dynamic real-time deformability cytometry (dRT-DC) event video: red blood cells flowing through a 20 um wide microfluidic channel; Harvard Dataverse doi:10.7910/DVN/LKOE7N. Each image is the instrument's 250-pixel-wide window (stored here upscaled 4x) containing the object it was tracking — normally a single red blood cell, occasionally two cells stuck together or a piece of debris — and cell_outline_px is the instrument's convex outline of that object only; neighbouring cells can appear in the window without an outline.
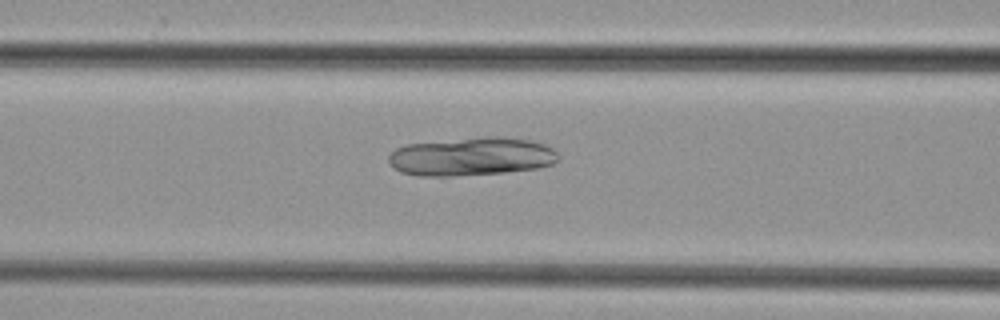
{"species": "common noctule bat (a hibernating species)", "species_latin": "Nyctalus noctula", "temperature_condition": "cold", "stored_images_in_passage": 42, "camera_frame_rate_fps": 3000, "um_per_image_px": 0.085, "animal": {"sex": "female", "body_mass_g": 29.2, "forearm_length_mm": 56.3}, "frame": {"image": 1, "passage_image": 13, "time_ms": 4.0, "image_size_px": [1000, 320], "cell_outline_px": [[560, 156], [552, 164], [536, 168], [504, 172], [452, 176], [416, 176], [400, 172], [392, 168], [388, 160], [388, 156], [396, 148], [408, 144], [488, 136], [504, 136], [532, 140], [544, 144], [552, 148]], "centroid_in_image_um": [40.06, 13.3], "position_along_channel_um": 126.5, "area_um2": 38.03}}
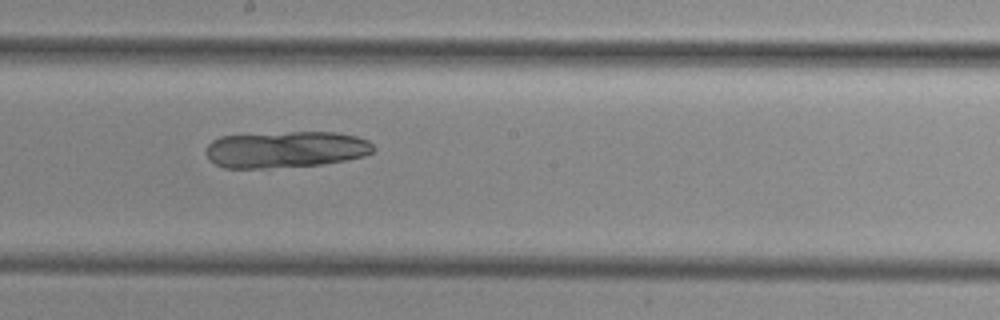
{"frame": {"image": 2, "passage_image": 20, "time_ms": 6.333, "image_size_px": [1000, 320], "cell_outline_px": [[376, 148], [372, 152], [364, 156], [324, 164], [268, 168], [224, 168], [216, 164], [204, 152], [204, 148], [212, 140], [220, 136], [288, 132], [336, 132], [356, 136], [368, 140]], "centroid_in_image_um": [24.28, 12.7], "position_along_channel_um": 223.9, "area_um2": 35.78}}
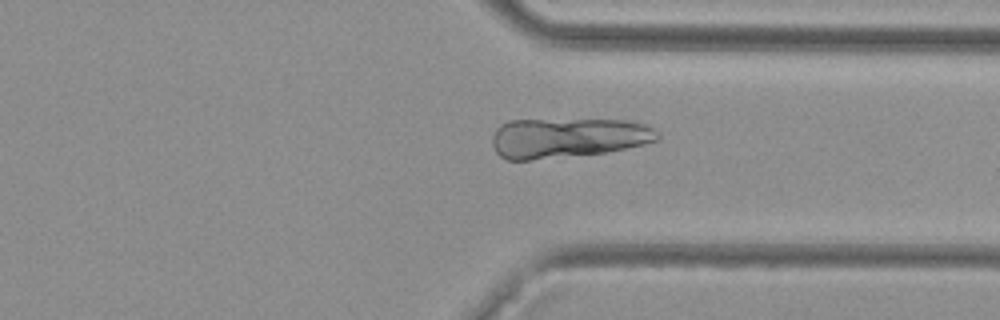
{"frame": {"image": 3, "passage_image": 30, "time_ms": 9.667, "image_size_px": [1000, 320], "cell_outline_px": [[660, 140], [644, 144], [604, 152], [528, 160], [504, 160], [496, 152], [492, 144], [492, 136], [496, 128], [500, 124], [508, 120], [628, 120], [644, 124], [652, 128], [660, 136]], "centroid_in_image_um": [48.21, 11.71], "position_along_channel_um": 363.2, "area_um2": 38.32}}